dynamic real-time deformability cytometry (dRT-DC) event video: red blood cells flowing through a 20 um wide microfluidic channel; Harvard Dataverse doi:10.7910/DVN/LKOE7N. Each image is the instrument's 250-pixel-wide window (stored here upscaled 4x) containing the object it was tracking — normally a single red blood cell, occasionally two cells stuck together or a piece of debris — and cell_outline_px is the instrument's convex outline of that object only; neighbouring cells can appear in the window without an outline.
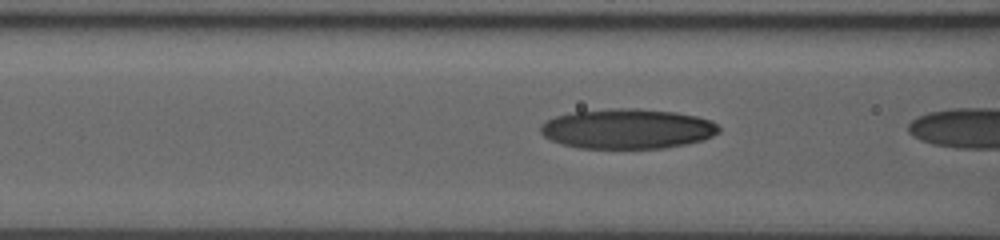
{"species": "human", "species_latin": "Homo sapiens", "temperature_condition": "room temperature", "stored_images_in_passage": 9, "camera_frame_rate_fps": 3000, "um_per_image_px": 0.085, "donor": {"sex": "male"}, "frame": {"image": 1, "passage_image": 8, "time_ms": 2.333, "image_size_px": [1000, 240], "cell_outline_px": [[720, 132], [704, 140], [664, 148], [580, 148], [564, 144], [552, 140], [544, 136], [540, 132], [540, 124], [556, 116], [572, 112], [612, 108], [636, 108], [676, 112], [696, 116], [712, 120], [720, 128]], "centroid_in_image_um": [53.35, 10.94], "position_along_channel_um": 113.2, "area_um2": 41.56}}